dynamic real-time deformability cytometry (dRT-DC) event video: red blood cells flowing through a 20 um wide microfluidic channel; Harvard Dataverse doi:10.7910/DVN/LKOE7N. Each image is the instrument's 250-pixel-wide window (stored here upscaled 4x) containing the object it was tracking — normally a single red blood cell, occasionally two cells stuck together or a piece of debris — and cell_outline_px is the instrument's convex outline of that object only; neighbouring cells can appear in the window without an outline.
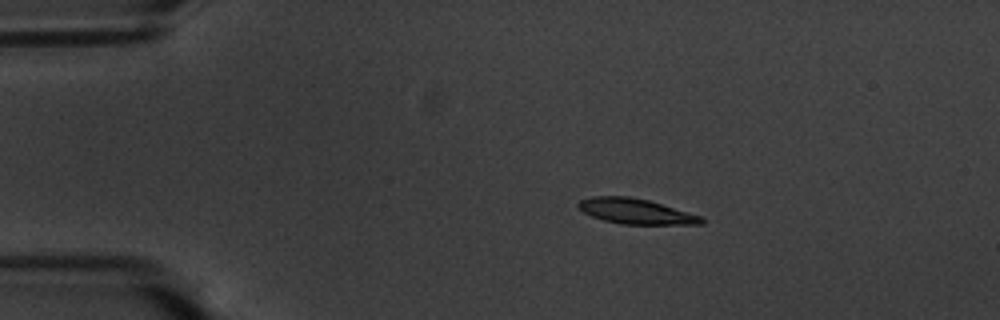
{"species": "common noctule bat (a hibernating species)", "species_latin": "Nyctalus noctula", "temperature_condition": "warm", "stored_images_in_passage": 47, "camera_frame_rate_fps": 3000, "um_per_image_px": 0.085, "animal": {"sex": "male", "body_mass_g": 20.1, "forearm_length_mm": 53.5}, "frame": {"image": 1, "passage_image": 1, "time_ms": 0.0, "image_size_px": [1000, 320], "cell_outline_px": [[708, 220], [704, 224], [620, 224], [604, 220], [592, 216], [584, 212], [576, 204], [580, 200], [592, 196], [628, 196], [648, 200], [704, 216]], "centroid_in_image_um": [54.11, 17.96], "position_along_channel_um": 30.9, "area_um2": 18.26}}
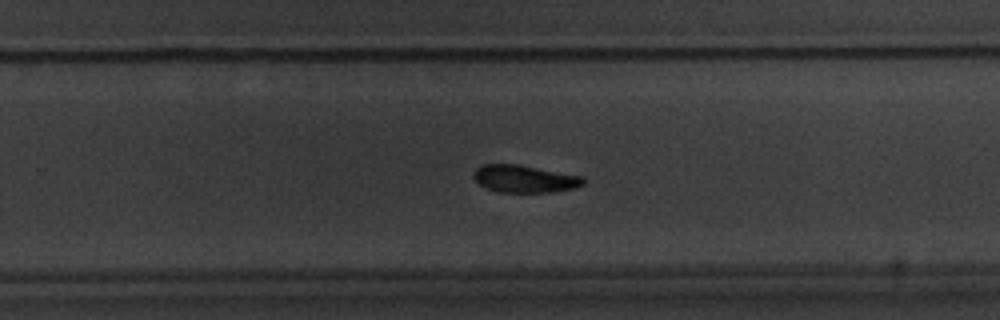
{"frame": {"image": 2, "passage_image": 27, "time_ms": 8.667, "image_size_px": [1000, 320], "cell_outline_px": [[584, 184], [572, 188], [552, 192], [500, 192], [488, 188], [480, 184], [472, 176], [472, 172], [480, 164], [520, 164], [584, 176]], "centroid_in_image_um": [44.58, 15.18], "position_along_channel_um": 285.2, "area_um2": 17.63}}
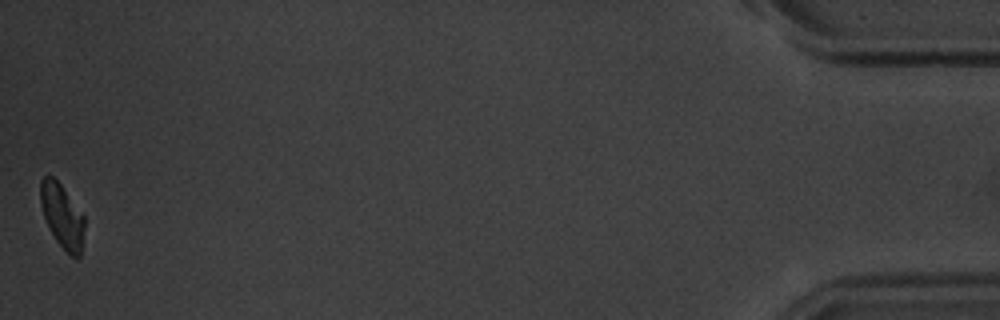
{"frame": {"image": 3, "passage_image": 47, "time_ms": 15.333, "image_size_px": [1000, 320], "cell_outline_px": [[84, 228], [80, 256], [76, 260], [56, 240], [44, 216], [40, 204], [40, 180], [44, 176], [52, 176], [60, 184], [84, 216]], "centroid_in_image_um": [5.28, 18.34], "position_along_channel_um": 429.9, "area_um2": 16.01}, "authors_computed_cell_mechanics": {"area_um2": 18.4382, "velocity_mm_per_s": 3.5485, "shape_relaxation_time_tau1_ms": 2.1697, "shape_relaxation_time_tau2_ms": null, "deformation_change_tau1": 0.1148, "deformation_change_tau2": null}}